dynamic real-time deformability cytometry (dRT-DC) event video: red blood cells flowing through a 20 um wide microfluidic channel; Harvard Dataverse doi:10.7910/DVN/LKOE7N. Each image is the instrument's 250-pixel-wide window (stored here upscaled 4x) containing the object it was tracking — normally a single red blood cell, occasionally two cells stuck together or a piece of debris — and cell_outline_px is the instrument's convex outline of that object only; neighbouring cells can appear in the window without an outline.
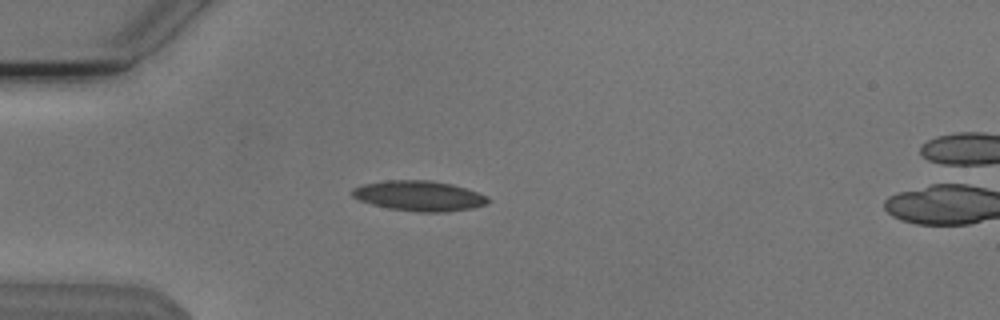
{"species": "Egyptian fruit bat (a non-hibernating species)", "species_latin": "Rousettus aegyptiacus", "temperature_condition": "cold", "stored_images_in_passage": 49, "camera_frame_rate_fps": 3000, "um_per_image_px": 0.085, "animal": {"sex": "male"}, "frame": {"image": 1, "passage_image": 10, "time_ms": 3.0, "image_size_px": [1000, 320], "cell_outline_px": [[488, 200], [484, 204], [472, 208], [444, 212], [416, 212], [388, 208], [372, 204], [360, 200], [352, 196], [352, 188], [360, 184], [388, 180], [428, 180], [452, 184], [488, 196]], "centroid_in_image_um": [35.57, 16.64], "position_along_channel_um": 49.4, "area_um2": 23.76}}
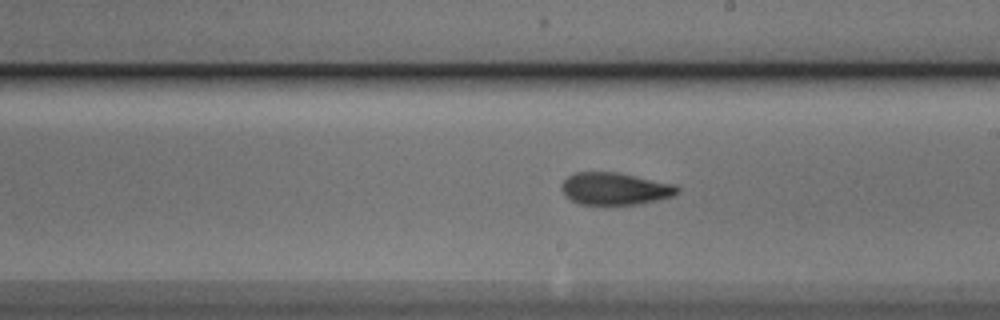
{"frame": {"image": 2, "passage_image": 26, "time_ms": 8.333, "image_size_px": [1000, 320], "cell_outline_px": [[680, 192], [672, 196], [656, 200], [636, 204], [580, 204], [564, 196], [560, 188], [564, 180], [568, 176], [576, 172], [616, 172], [672, 184], [680, 188]], "centroid_in_image_um": [52.23, 16.04], "position_along_channel_um": 236.8, "area_um2": 21.5}}
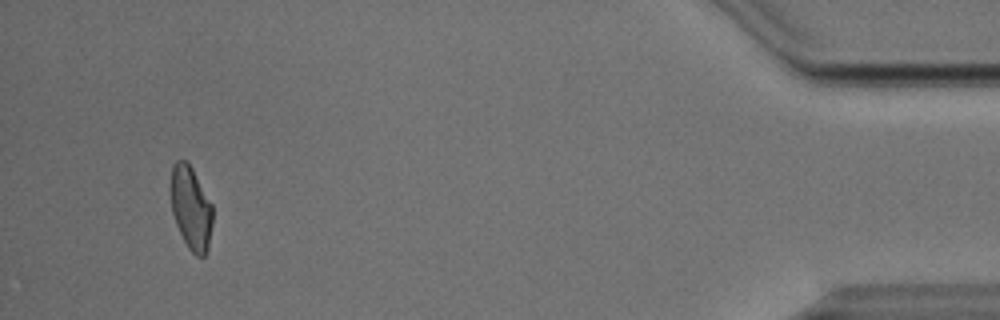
{"frame": {"image": 3, "passage_image": 46, "time_ms": 15.0, "image_size_px": [1000, 320], "cell_outline_px": [[212, 224], [208, 248], [204, 256], [196, 256], [188, 248], [176, 224], [172, 212], [172, 164], [176, 160], [188, 160], [212, 204]], "centroid_in_image_um": [16.25, 17.67], "position_along_channel_um": 419.0, "area_um2": 20.11}, "authors_computed_cell_mechanics": {"area_um2": 21.7906, "velocity_mm_per_s": 3.8156, "shape_relaxation_time_tau1_ms": 7.5557, "shape_relaxation_time_tau2_ms": 2.2543, "deformation_change_tau1": 0.1896, "deformation_change_tau2": 0.0916}}